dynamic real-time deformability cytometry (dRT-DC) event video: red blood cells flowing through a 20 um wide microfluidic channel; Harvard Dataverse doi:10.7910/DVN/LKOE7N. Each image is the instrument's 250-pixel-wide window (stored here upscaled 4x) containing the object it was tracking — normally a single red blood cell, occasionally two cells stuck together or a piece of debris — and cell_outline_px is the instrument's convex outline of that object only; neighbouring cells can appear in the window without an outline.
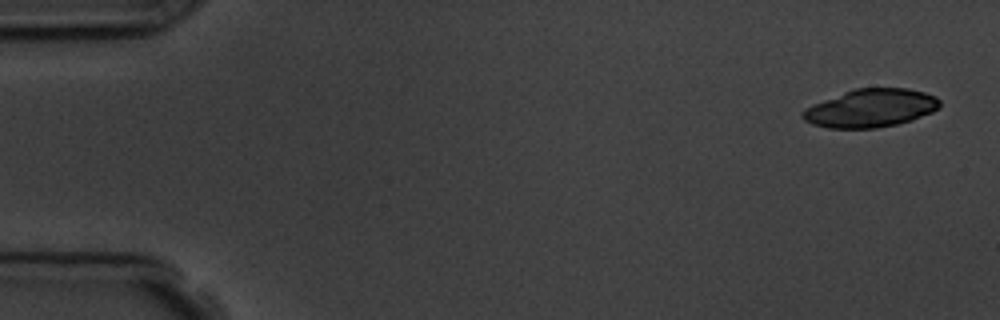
{"species": "common noctule bat (a hibernating species)", "species_latin": "Nyctalus noctula", "temperature_condition": "room temperature", "stored_images_in_passage": 5, "camera_frame_rate_fps": 3000, "um_per_image_px": 0.085, "animal": {"sex": "male", "body_mass_g": 19.5, "forearm_length_mm": 54.6}, "frame": {"image": 1, "passage_image": 1, "time_ms": 0.0, "image_size_px": [1000, 320], "cell_outline_px": [[940, 108], [932, 112], [912, 120], [896, 124], [876, 128], [828, 128], [812, 124], [804, 120], [800, 112], [804, 108], [812, 104], [844, 92], [856, 88], [908, 88], [924, 92], [936, 96], [940, 100]], "centroid_in_image_um": [74.01, 9.19], "position_along_channel_um": 11.0, "area_um2": 30.58}}